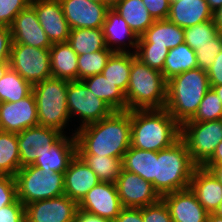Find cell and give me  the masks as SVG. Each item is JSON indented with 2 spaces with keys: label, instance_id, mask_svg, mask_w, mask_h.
I'll list each match as a JSON object with an SVG mask.
<instances>
[{
  "label": "cell",
  "instance_id": "cell-28",
  "mask_svg": "<svg viewBox=\"0 0 222 222\" xmlns=\"http://www.w3.org/2000/svg\"><path fill=\"white\" fill-rule=\"evenodd\" d=\"M90 92L103 100L113 111L126 110V95L101 73L82 80Z\"/></svg>",
  "mask_w": 222,
  "mask_h": 222
},
{
  "label": "cell",
  "instance_id": "cell-49",
  "mask_svg": "<svg viewBox=\"0 0 222 222\" xmlns=\"http://www.w3.org/2000/svg\"><path fill=\"white\" fill-rule=\"evenodd\" d=\"M73 222H112L102 217L86 213L78 209Z\"/></svg>",
  "mask_w": 222,
  "mask_h": 222
},
{
  "label": "cell",
  "instance_id": "cell-9",
  "mask_svg": "<svg viewBox=\"0 0 222 222\" xmlns=\"http://www.w3.org/2000/svg\"><path fill=\"white\" fill-rule=\"evenodd\" d=\"M9 67L33 86L52 77L50 49L12 43Z\"/></svg>",
  "mask_w": 222,
  "mask_h": 222
},
{
  "label": "cell",
  "instance_id": "cell-37",
  "mask_svg": "<svg viewBox=\"0 0 222 222\" xmlns=\"http://www.w3.org/2000/svg\"><path fill=\"white\" fill-rule=\"evenodd\" d=\"M114 52L110 49L78 55V80L100 74Z\"/></svg>",
  "mask_w": 222,
  "mask_h": 222
},
{
  "label": "cell",
  "instance_id": "cell-17",
  "mask_svg": "<svg viewBox=\"0 0 222 222\" xmlns=\"http://www.w3.org/2000/svg\"><path fill=\"white\" fill-rule=\"evenodd\" d=\"M30 5L51 44L68 41L70 27L59 0H31Z\"/></svg>",
  "mask_w": 222,
  "mask_h": 222
},
{
  "label": "cell",
  "instance_id": "cell-10",
  "mask_svg": "<svg viewBox=\"0 0 222 222\" xmlns=\"http://www.w3.org/2000/svg\"><path fill=\"white\" fill-rule=\"evenodd\" d=\"M67 106L70 118L72 115L81 118L79 128L98 122L113 112L103 100L90 92L82 80L69 81Z\"/></svg>",
  "mask_w": 222,
  "mask_h": 222
},
{
  "label": "cell",
  "instance_id": "cell-1",
  "mask_svg": "<svg viewBox=\"0 0 222 222\" xmlns=\"http://www.w3.org/2000/svg\"><path fill=\"white\" fill-rule=\"evenodd\" d=\"M77 155L123 158L131 146V110L113 111L75 131Z\"/></svg>",
  "mask_w": 222,
  "mask_h": 222
},
{
  "label": "cell",
  "instance_id": "cell-50",
  "mask_svg": "<svg viewBox=\"0 0 222 222\" xmlns=\"http://www.w3.org/2000/svg\"><path fill=\"white\" fill-rule=\"evenodd\" d=\"M222 163V141L217 145L213 155L202 165L206 169H210L214 164Z\"/></svg>",
  "mask_w": 222,
  "mask_h": 222
},
{
  "label": "cell",
  "instance_id": "cell-55",
  "mask_svg": "<svg viewBox=\"0 0 222 222\" xmlns=\"http://www.w3.org/2000/svg\"><path fill=\"white\" fill-rule=\"evenodd\" d=\"M211 88L218 95L219 99L222 102V85L211 86Z\"/></svg>",
  "mask_w": 222,
  "mask_h": 222
},
{
  "label": "cell",
  "instance_id": "cell-48",
  "mask_svg": "<svg viewBox=\"0 0 222 222\" xmlns=\"http://www.w3.org/2000/svg\"><path fill=\"white\" fill-rule=\"evenodd\" d=\"M113 222H143L142 207H123Z\"/></svg>",
  "mask_w": 222,
  "mask_h": 222
},
{
  "label": "cell",
  "instance_id": "cell-4",
  "mask_svg": "<svg viewBox=\"0 0 222 222\" xmlns=\"http://www.w3.org/2000/svg\"><path fill=\"white\" fill-rule=\"evenodd\" d=\"M125 95L126 110L163 109L167 100V80L162 72L135 58Z\"/></svg>",
  "mask_w": 222,
  "mask_h": 222
},
{
  "label": "cell",
  "instance_id": "cell-53",
  "mask_svg": "<svg viewBox=\"0 0 222 222\" xmlns=\"http://www.w3.org/2000/svg\"><path fill=\"white\" fill-rule=\"evenodd\" d=\"M208 6L212 12L216 11L222 6V0H206Z\"/></svg>",
  "mask_w": 222,
  "mask_h": 222
},
{
  "label": "cell",
  "instance_id": "cell-8",
  "mask_svg": "<svg viewBox=\"0 0 222 222\" xmlns=\"http://www.w3.org/2000/svg\"><path fill=\"white\" fill-rule=\"evenodd\" d=\"M180 139L185 143L192 161L197 166H202L222 141V119L186 121L180 125Z\"/></svg>",
  "mask_w": 222,
  "mask_h": 222
},
{
  "label": "cell",
  "instance_id": "cell-36",
  "mask_svg": "<svg viewBox=\"0 0 222 222\" xmlns=\"http://www.w3.org/2000/svg\"><path fill=\"white\" fill-rule=\"evenodd\" d=\"M184 42L194 51L205 44H222V34L213 20L184 28Z\"/></svg>",
  "mask_w": 222,
  "mask_h": 222
},
{
  "label": "cell",
  "instance_id": "cell-33",
  "mask_svg": "<svg viewBox=\"0 0 222 222\" xmlns=\"http://www.w3.org/2000/svg\"><path fill=\"white\" fill-rule=\"evenodd\" d=\"M20 168L17 134L0 130V175L15 176Z\"/></svg>",
  "mask_w": 222,
  "mask_h": 222
},
{
  "label": "cell",
  "instance_id": "cell-5",
  "mask_svg": "<svg viewBox=\"0 0 222 222\" xmlns=\"http://www.w3.org/2000/svg\"><path fill=\"white\" fill-rule=\"evenodd\" d=\"M196 167L185 143L179 139L171 147L156 152L155 190L162 197L188 189Z\"/></svg>",
  "mask_w": 222,
  "mask_h": 222
},
{
  "label": "cell",
  "instance_id": "cell-42",
  "mask_svg": "<svg viewBox=\"0 0 222 222\" xmlns=\"http://www.w3.org/2000/svg\"><path fill=\"white\" fill-rule=\"evenodd\" d=\"M221 50L222 44H205L199 46V48L195 50L197 67L207 71Z\"/></svg>",
  "mask_w": 222,
  "mask_h": 222
},
{
  "label": "cell",
  "instance_id": "cell-46",
  "mask_svg": "<svg viewBox=\"0 0 222 222\" xmlns=\"http://www.w3.org/2000/svg\"><path fill=\"white\" fill-rule=\"evenodd\" d=\"M11 45L10 27L0 25V63H9Z\"/></svg>",
  "mask_w": 222,
  "mask_h": 222
},
{
  "label": "cell",
  "instance_id": "cell-20",
  "mask_svg": "<svg viewBox=\"0 0 222 222\" xmlns=\"http://www.w3.org/2000/svg\"><path fill=\"white\" fill-rule=\"evenodd\" d=\"M99 182L95 172L76 154L64 172V195L79 203Z\"/></svg>",
  "mask_w": 222,
  "mask_h": 222
},
{
  "label": "cell",
  "instance_id": "cell-11",
  "mask_svg": "<svg viewBox=\"0 0 222 222\" xmlns=\"http://www.w3.org/2000/svg\"><path fill=\"white\" fill-rule=\"evenodd\" d=\"M63 133L44 126H34L17 133L21 168L33 165Z\"/></svg>",
  "mask_w": 222,
  "mask_h": 222
},
{
  "label": "cell",
  "instance_id": "cell-47",
  "mask_svg": "<svg viewBox=\"0 0 222 222\" xmlns=\"http://www.w3.org/2000/svg\"><path fill=\"white\" fill-rule=\"evenodd\" d=\"M206 72L210 86L222 85V50Z\"/></svg>",
  "mask_w": 222,
  "mask_h": 222
},
{
  "label": "cell",
  "instance_id": "cell-30",
  "mask_svg": "<svg viewBox=\"0 0 222 222\" xmlns=\"http://www.w3.org/2000/svg\"><path fill=\"white\" fill-rule=\"evenodd\" d=\"M135 58V52H114L101 74L126 94L132 61Z\"/></svg>",
  "mask_w": 222,
  "mask_h": 222
},
{
  "label": "cell",
  "instance_id": "cell-51",
  "mask_svg": "<svg viewBox=\"0 0 222 222\" xmlns=\"http://www.w3.org/2000/svg\"><path fill=\"white\" fill-rule=\"evenodd\" d=\"M213 21L219 33L222 34V6L213 12Z\"/></svg>",
  "mask_w": 222,
  "mask_h": 222
},
{
  "label": "cell",
  "instance_id": "cell-54",
  "mask_svg": "<svg viewBox=\"0 0 222 222\" xmlns=\"http://www.w3.org/2000/svg\"><path fill=\"white\" fill-rule=\"evenodd\" d=\"M207 222H222V216H219L216 213H209Z\"/></svg>",
  "mask_w": 222,
  "mask_h": 222
},
{
  "label": "cell",
  "instance_id": "cell-57",
  "mask_svg": "<svg viewBox=\"0 0 222 222\" xmlns=\"http://www.w3.org/2000/svg\"><path fill=\"white\" fill-rule=\"evenodd\" d=\"M120 0H104V5H107L109 8H112Z\"/></svg>",
  "mask_w": 222,
  "mask_h": 222
},
{
  "label": "cell",
  "instance_id": "cell-26",
  "mask_svg": "<svg viewBox=\"0 0 222 222\" xmlns=\"http://www.w3.org/2000/svg\"><path fill=\"white\" fill-rule=\"evenodd\" d=\"M50 62L53 78L78 80V55L68 42L52 44Z\"/></svg>",
  "mask_w": 222,
  "mask_h": 222
},
{
  "label": "cell",
  "instance_id": "cell-38",
  "mask_svg": "<svg viewBox=\"0 0 222 222\" xmlns=\"http://www.w3.org/2000/svg\"><path fill=\"white\" fill-rule=\"evenodd\" d=\"M222 119V102L210 88L202 99L195 116L188 121L206 122Z\"/></svg>",
  "mask_w": 222,
  "mask_h": 222
},
{
  "label": "cell",
  "instance_id": "cell-31",
  "mask_svg": "<svg viewBox=\"0 0 222 222\" xmlns=\"http://www.w3.org/2000/svg\"><path fill=\"white\" fill-rule=\"evenodd\" d=\"M67 42L77 55L109 49L106 45L102 28L70 29V35Z\"/></svg>",
  "mask_w": 222,
  "mask_h": 222
},
{
  "label": "cell",
  "instance_id": "cell-16",
  "mask_svg": "<svg viewBox=\"0 0 222 222\" xmlns=\"http://www.w3.org/2000/svg\"><path fill=\"white\" fill-rule=\"evenodd\" d=\"M70 29L102 28L106 19L107 5L91 0H59Z\"/></svg>",
  "mask_w": 222,
  "mask_h": 222
},
{
  "label": "cell",
  "instance_id": "cell-6",
  "mask_svg": "<svg viewBox=\"0 0 222 222\" xmlns=\"http://www.w3.org/2000/svg\"><path fill=\"white\" fill-rule=\"evenodd\" d=\"M68 84L67 80L51 77L33 85L32 92L36 99L40 126L63 133L70 119L67 106Z\"/></svg>",
  "mask_w": 222,
  "mask_h": 222
},
{
  "label": "cell",
  "instance_id": "cell-12",
  "mask_svg": "<svg viewBox=\"0 0 222 222\" xmlns=\"http://www.w3.org/2000/svg\"><path fill=\"white\" fill-rule=\"evenodd\" d=\"M115 185L123 207L141 208L161 199L152 183L124 169Z\"/></svg>",
  "mask_w": 222,
  "mask_h": 222
},
{
  "label": "cell",
  "instance_id": "cell-56",
  "mask_svg": "<svg viewBox=\"0 0 222 222\" xmlns=\"http://www.w3.org/2000/svg\"><path fill=\"white\" fill-rule=\"evenodd\" d=\"M8 68H9V63H0V78L3 76V74Z\"/></svg>",
  "mask_w": 222,
  "mask_h": 222
},
{
  "label": "cell",
  "instance_id": "cell-13",
  "mask_svg": "<svg viewBox=\"0 0 222 222\" xmlns=\"http://www.w3.org/2000/svg\"><path fill=\"white\" fill-rule=\"evenodd\" d=\"M78 208L113 222L123 206L115 183L99 182L78 203Z\"/></svg>",
  "mask_w": 222,
  "mask_h": 222
},
{
  "label": "cell",
  "instance_id": "cell-3",
  "mask_svg": "<svg viewBox=\"0 0 222 222\" xmlns=\"http://www.w3.org/2000/svg\"><path fill=\"white\" fill-rule=\"evenodd\" d=\"M210 88L207 72L198 67L175 75L167 81L165 109L182 125L195 116Z\"/></svg>",
  "mask_w": 222,
  "mask_h": 222
},
{
  "label": "cell",
  "instance_id": "cell-22",
  "mask_svg": "<svg viewBox=\"0 0 222 222\" xmlns=\"http://www.w3.org/2000/svg\"><path fill=\"white\" fill-rule=\"evenodd\" d=\"M167 19L181 28H188L213 20V12L206 0H171Z\"/></svg>",
  "mask_w": 222,
  "mask_h": 222
},
{
  "label": "cell",
  "instance_id": "cell-23",
  "mask_svg": "<svg viewBox=\"0 0 222 222\" xmlns=\"http://www.w3.org/2000/svg\"><path fill=\"white\" fill-rule=\"evenodd\" d=\"M68 138L63 134L55 143L51 145L42 156L38 157L33 164L34 166L53 171L56 173H64L70 161L77 154V142L75 134Z\"/></svg>",
  "mask_w": 222,
  "mask_h": 222
},
{
  "label": "cell",
  "instance_id": "cell-35",
  "mask_svg": "<svg viewBox=\"0 0 222 222\" xmlns=\"http://www.w3.org/2000/svg\"><path fill=\"white\" fill-rule=\"evenodd\" d=\"M32 85L10 67L0 78V103L17 102L32 92Z\"/></svg>",
  "mask_w": 222,
  "mask_h": 222
},
{
  "label": "cell",
  "instance_id": "cell-27",
  "mask_svg": "<svg viewBox=\"0 0 222 222\" xmlns=\"http://www.w3.org/2000/svg\"><path fill=\"white\" fill-rule=\"evenodd\" d=\"M112 9L120 15L139 38L154 23L142 0H120Z\"/></svg>",
  "mask_w": 222,
  "mask_h": 222
},
{
  "label": "cell",
  "instance_id": "cell-18",
  "mask_svg": "<svg viewBox=\"0 0 222 222\" xmlns=\"http://www.w3.org/2000/svg\"><path fill=\"white\" fill-rule=\"evenodd\" d=\"M12 43L50 49L52 44L38 22L35 9L29 5L22 10L10 26Z\"/></svg>",
  "mask_w": 222,
  "mask_h": 222
},
{
  "label": "cell",
  "instance_id": "cell-45",
  "mask_svg": "<svg viewBox=\"0 0 222 222\" xmlns=\"http://www.w3.org/2000/svg\"><path fill=\"white\" fill-rule=\"evenodd\" d=\"M154 20H166L171 0H142Z\"/></svg>",
  "mask_w": 222,
  "mask_h": 222
},
{
  "label": "cell",
  "instance_id": "cell-39",
  "mask_svg": "<svg viewBox=\"0 0 222 222\" xmlns=\"http://www.w3.org/2000/svg\"><path fill=\"white\" fill-rule=\"evenodd\" d=\"M134 52L136 58L142 63L148 65L152 69L162 72L169 49L159 46H137Z\"/></svg>",
  "mask_w": 222,
  "mask_h": 222
},
{
  "label": "cell",
  "instance_id": "cell-19",
  "mask_svg": "<svg viewBox=\"0 0 222 222\" xmlns=\"http://www.w3.org/2000/svg\"><path fill=\"white\" fill-rule=\"evenodd\" d=\"M161 199L170 212L172 222H207L209 213L190 188L167 193Z\"/></svg>",
  "mask_w": 222,
  "mask_h": 222
},
{
  "label": "cell",
  "instance_id": "cell-59",
  "mask_svg": "<svg viewBox=\"0 0 222 222\" xmlns=\"http://www.w3.org/2000/svg\"><path fill=\"white\" fill-rule=\"evenodd\" d=\"M93 2H96V3H100V4H104V0H91Z\"/></svg>",
  "mask_w": 222,
  "mask_h": 222
},
{
  "label": "cell",
  "instance_id": "cell-24",
  "mask_svg": "<svg viewBox=\"0 0 222 222\" xmlns=\"http://www.w3.org/2000/svg\"><path fill=\"white\" fill-rule=\"evenodd\" d=\"M102 30L105 37L106 45L111 51L126 53L130 52L129 49H126V47L131 46L132 48L134 47L135 50L137 49L138 37L128 26L127 22L112 8L107 11ZM124 39H129L128 46ZM114 44H116V47L114 46Z\"/></svg>",
  "mask_w": 222,
  "mask_h": 222
},
{
  "label": "cell",
  "instance_id": "cell-52",
  "mask_svg": "<svg viewBox=\"0 0 222 222\" xmlns=\"http://www.w3.org/2000/svg\"><path fill=\"white\" fill-rule=\"evenodd\" d=\"M209 170L213 173V175L222 184V163L214 164Z\"/></svg>",
  "mask_w": 222,
  "mask_h": 222
},
{
  "label": "cell",
  "instance_id": "cell-15",
  "mask_svg": "<svg viewBox=\"0 0 222 222\" xmlns=\"http://www.w3.org/2000/svg\"><path fill=\"white\" fill-rule=\"evenodd\" d=\"M78 203L66 195L25 205L27 222H73Z\"/></svg>",
  "mask_w": 222,
  "mask_h": 222
},
{
  "label": "cell",
  "instance_id": "cell-25",
  "mask_svg": "<svg viewBox=\"0 0 222 222\" xmlns=\"http://www.w3.org/2000/svg\"><path fill=\"white\" fill-rule=\"evenodd\" d=\"M184 43V28L166 20L154 23L138 38L137 46H159L172 49Z\"/></svg>",
  "mask_w": 222,
  "mask_h": 222
},
{
  "label": "cell",
  "instance_id": "cell-58",
  "mask_svg": "<svg viewBox=\"0 0 222 222\" xmlns=\"http://www.w3.org/2000/svg\"><path fill=\"white\" fill-rule=\"evenodd\" d=\"M215 213L219 216H222V202L219 205L218 209L215 211Z\"/></svg>",
  "mask_w": 222,
  "mask_h": 222
},
{
  "label": "cell",
  "instance_id": "cell-40",
  "mask_svg": "<svg viewBox=\"0 0 222 222\" xmlns=\"http://www.w3.org/2000/svg\"><path fill=\"white\" fill-rule=\"evenodd\" d=\"M31 3V0H0V25L10 27L14 18Z\"/></svg>",
  "mask_w": 222,
  "mask_h": 222
},
{
  "label": "cell",
  "instance_id": "cell-7",
  "mask_svg": "<svg viewBox=\"0 0 222 222\" xmlns=\"http://www.w3.org/2000/svg\"><path fill=\"white\" fill-rule=\"evenodd\" d=\"M17 198L24 205L64 195V173L29 165L16 173Z\"/></svg>",
  "mask_w": 222,
  "mask_h": 222
},
{
  "label": "cell",
  "instance_id": "cell-43",
  "mask_svg": "<svg viewBox=\"0 0 222 222\" xmlns=\"http://www.w3.org/2000/svg\"><path fill=\"white\" fill-rule=\"evenodd\" d=\"M17 199L15 177L0 175V208L14 203Z\"/></svg>",
  "mask_w": 222,
  "mask_h": 222
},
{
  "label": "cell",
  "instance_id": "cell-41",
  "mask_svg": "<svg viewBox=\"0 0 222 222\" xmlns=\"http://www.w3.org/2000/svg\"><path fill=\"white\" fill-rule=\"evenodd\" d=\"M143 222H172L170 212L165 202H158L142 207Z\"/></svg>",
  "mask_w": 222,
  "mask_h": 222
},
{
  "label": "cell",
  "instance_id": "cell-29",
  "mask_svg": "<svg viewBox=\"0 0 222 222\" xmlns=\"http://www.w3.org/2000/svg\"><path fill=\"white\" fill-rule=\"evenodd\" d=\"M123 169L138 174L155 189L156 152L130 146L123 156Z\"/></svg>",
  "mask_w": 222,
  "mask_h": 222
},
{
  "label": "cell",
  "instance_id": "cell-2",
  "mask_svg": "<svg viewBox=\"0 0 222 222\" xmlns=\"http://www.w3.org/2000/svg\"><path fill=\"white\" fill-rule=\"evenodd\" d=\"M180 139V124L165 109L131 110V146L158 152Z\"/></svg>",
  "mask_w": 222,
  "mask_h": 222
},
{
  "label": "cell",
  "instance_id": "cell-21",
  "mask_svg": "<svg viewBox=\"0 0 222 222\" xmlns=\"http://www.w3.org/2000/svg\"><path fill=\"white\" fill-rule=\"evenodd\" d=\"M189 188L208 213H215L222 202V184L210 170L197 166Z\"/></svg>",
  "mask_w": 222,
  "mask_h": 222
},
{
  "label": "cell",
  "instance_id": "cell-34",
  "mask_svg": "<svg viewBox=\"0 0 222 222\" xmlns=\"http://www.w3.org/2000/svg\"><path fill=\"white\" fill-rule=\"evenodd\" d=\"M97 175L100 182L115 183L123 170V158L78 155Z\"/></svg>",
  "mask_w": 222,
  "mask_h": 222
},
{
  "label": "cell",
  "instance_id": "cell-44",
  "mask_svg": "<svg viewBox=\"0 0 222 222\" xmlns=\"http://www.w3.org/2000/svg\"><path fill=\"white\" fill-rule=\"evenodd\" d=\"M25 220V205L18 199L0 208V222H24Z\"/></svg>",
  "mask_w": 222,
  "mask_h": 222
},
{
  "label": "cell",
  "instance_id": "cell-32",
  "mask_svg": "<svg viewBox=\"0 0 222 222\" xmlns=\"http://www.w3.org/2000/svg\"><path fill=\"white\" fill-rule=\"evenodd\" d=\"M197 68L196 54L185 42L169 49L162 75L168 81L175 75Z\"/></svg>",
  "mask_w": 222,
  "mask_h": 222
},
{
  "label": "cell",
  "instance_id": "cell-14",
  "mask_svg": "<svg viewBox=\"0 0 222 222\" xmlns=\"http://www.w3.org/2000/svg\"><path fill=\"white\" fill-rule=\"evenodd\" d=\"M37 125V104L33 92L17 102L0 103V130L17 134Z\"/></svg>",
  "mask_w": 222,
  "mask_h": 222
}]
</instances>
